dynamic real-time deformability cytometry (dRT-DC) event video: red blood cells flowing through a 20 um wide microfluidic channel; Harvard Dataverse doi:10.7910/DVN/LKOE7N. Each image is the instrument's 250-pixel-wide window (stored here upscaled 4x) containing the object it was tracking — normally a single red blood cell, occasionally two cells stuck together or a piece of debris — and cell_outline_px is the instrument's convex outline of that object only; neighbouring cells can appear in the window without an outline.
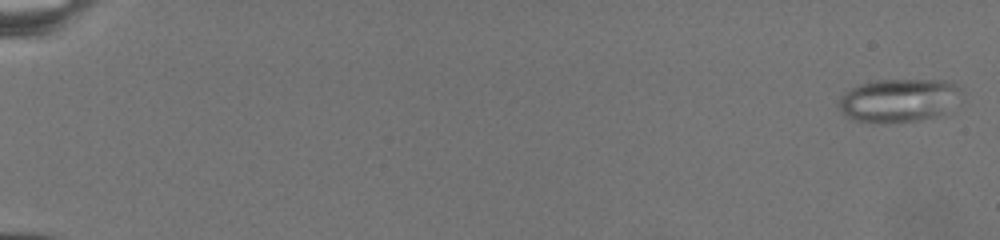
{"species": "common noctule bat (a hibernating species)", "species_latin": "Nyctalus noctula", "temperature_condition": "warm", "stored_images_in_passage": 26, "camera_frame_rate_fps": 3000, "um_per_image_px": 0.085, "animal": {"sex": "female", "body_mass_g": 19.5, "forearm_length_mm": 54.1}, "frame": {"image": 1, "passage_image": 1, "time_ms": 0.0, "image_size_px": [1000, 240], "cell_outline_px": [[960, 92], [944, 112], [936, 116], [916, 120], [856, 120], [840, 112], [836, 100], [844, 92], [860, 84], [876, 80], [944, 80], [960, 88]], "centroid_in_image_um": [76.3, 8.48], "position_along_channel_um": 8.7, "area_um2": 29.71}}
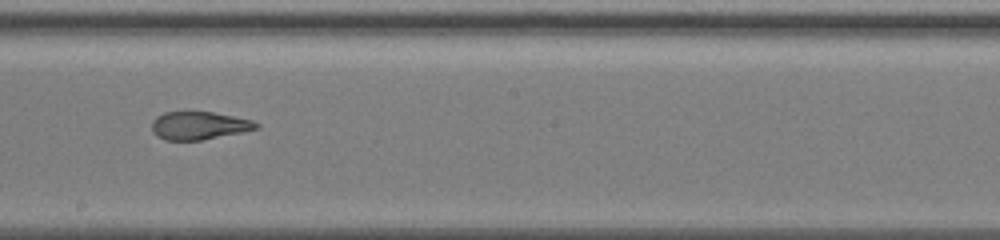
{"frame": {"image": 2, "passage_image": 15, "time_ms": 14.667, "image_size_px": [1000, 240], "cell_outline_px": [[260, 128], [244, 132], [200, 140], [164, 140], [156, 136], [152, 132], [152, 120], [156, 116], [164, 112], [212, 112], [252, 120], [260, 124]], "centroid_in_image_um": [16.91, 10.68], "position_along_channel_um": 231.3, "area_um2": 17.11}}
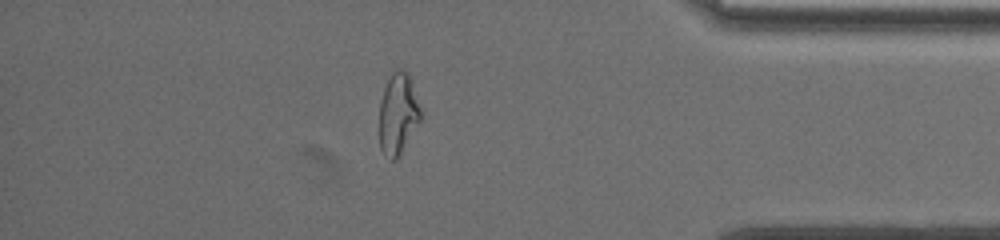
{"frame": {"image": 3, "passage_image": 23, "time_ms": 21.333, "image_size_px": [1000, 240], "cell_outline_px": [[420, 120], [396, 160], [392, 160], [384, 156], [380, 148], [380, 100], [384, 88], [392, 68], [404, 68], [408, 72], [420, 108]], "centroid_in_image_um": [33.8, 9.62], "position_along_channel_um": 401.4, "area_um2": 19.48}}